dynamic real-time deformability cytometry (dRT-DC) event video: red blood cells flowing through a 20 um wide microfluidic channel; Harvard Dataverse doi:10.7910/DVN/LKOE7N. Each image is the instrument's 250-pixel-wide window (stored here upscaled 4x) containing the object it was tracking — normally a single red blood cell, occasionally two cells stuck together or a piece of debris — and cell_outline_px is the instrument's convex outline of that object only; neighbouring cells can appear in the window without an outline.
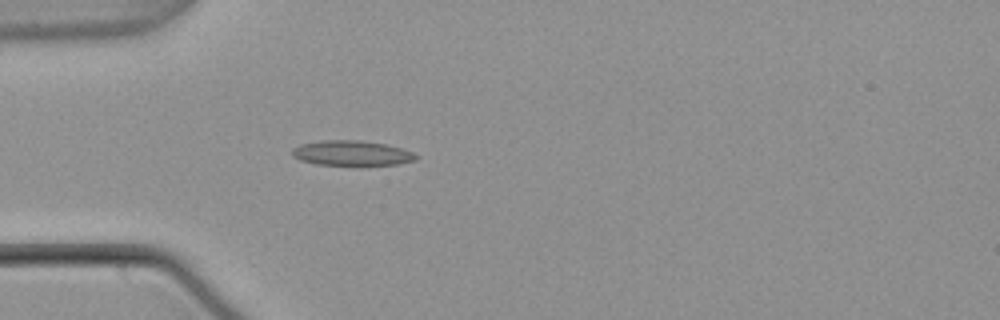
{"species": "common noctule bat (a hibernating species)", "species_latin": "Nyctalus noctula", "temperature_condition": "warm", "stored_images_in_passage": 39, "camera_frame_rate_fps": 3000, "um_per_image_px": 0.085, "animal": {"sex": "male", "body_mass_g": 21.5, "forearm_length_mm": 52.0}, "frame": {"image": 1, "passage_image": 1, "time_ms": 0.0, "image_size_px": [1000, 320], "cell_outline_px": [[420, 156], [416, 160], [396, 164], [360, 168], [316, 164], [300, 160], [292, 156], [292, 148], [300, 144], [320, 140], [360, 140], [384, 144], [400, 148], [412, 152]], "centroid_in_image_um": [29.89, 13.06], "position_along_channel_um": 55.1, "area_um2": 18.96}}
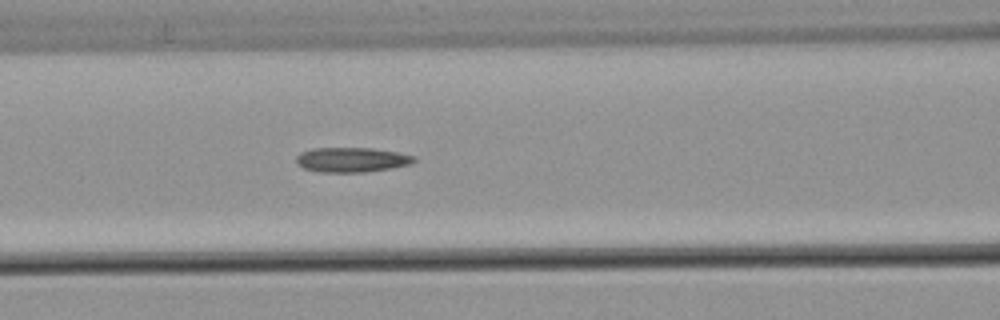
{"frame": {"image": 2, "passage_image": 8, "time_ms": 2.333, "image_size_px": [1000, 320], "cell_outline_px": [[416, 160], [412, 164], [392, 168], [364, 172], [316, 172], [304, 168], [296, 164], [296, 156], [300, 152], [312, 148], [372, 148], [396, 152], [416, 156]], "centroid_in_image_um": [29.88, 13.58], "position_along_channel_um": 136.7, "area_um2": 17.17}}
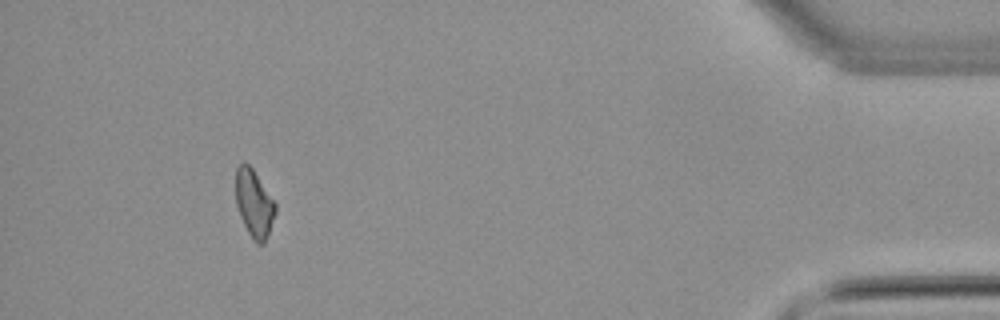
{"frame": {"image": 3, "passage_image": 35, "time_ms": 11.333, "image_size_px": [1000, 320], "cell_outline_px": [[276, 212], [264, 244], [256, 244], [248, 232], [240, 216], [236, 204], [236, 168], [244, 160], [252, 168], [276, 204]], "centroid_in_image_um": [21.59, 17.29], "position_along_channel_um": 413.6, "area_um2": 15.43}, "authors_computed_cell_mechanics": {"area_um2": 16.2418, "velocity_mm_per_s": 3.7934, "shape_relaxation_time_tau1_ms": null, "shape_relaxation_time_tau2_ms": 11.2137, "deformation_change_tau1": null, "deformation_change_tau2": 0.2187}}